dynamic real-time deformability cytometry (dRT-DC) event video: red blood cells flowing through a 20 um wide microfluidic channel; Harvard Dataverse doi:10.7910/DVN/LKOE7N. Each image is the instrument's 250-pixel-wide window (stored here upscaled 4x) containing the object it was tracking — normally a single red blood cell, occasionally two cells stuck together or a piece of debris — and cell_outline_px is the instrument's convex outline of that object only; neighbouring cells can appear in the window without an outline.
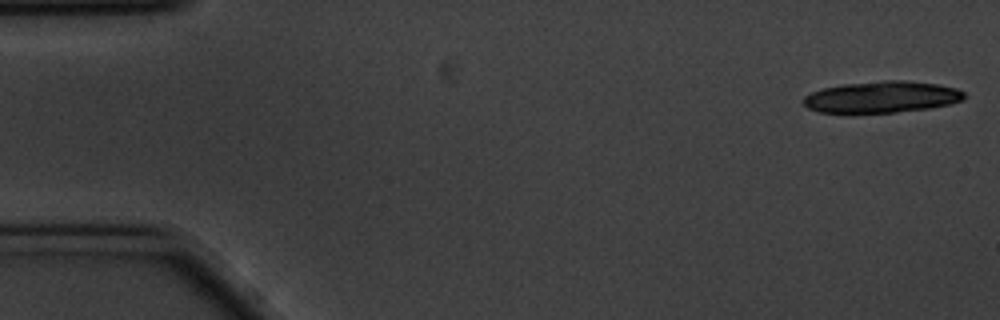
{"species": "common noctule bat (a hibernating species)", "species_latin": "Nyctalus noctula", "temperature_condition": "cold", "stored_images_in_passage": 17, "camera_frame_rate_fps": 3000, "um_per_image_px": 0.085, "animal": {"sex": "male", "body_mass_g": 20.1, "forearm_length_mm": 53.5}, "frame": {"image": 1, "passage_image": 1, "time_ms": 0.0, "image_size_px": [1000, 320], "cell_outline_px": [[964, 100], [932, 108], [896, 112], [820, 112], [808, 108], [804, 104], [804, 96], [812, 92], [824, 88], [844, 84], [884, 80], [904, 80], [936, 84], [956, 88], [964, 92]], "centroid_in_image_um": [74.98, 8.24], "position_along_channel_um": 10.0, "area_um2": 29.25}}